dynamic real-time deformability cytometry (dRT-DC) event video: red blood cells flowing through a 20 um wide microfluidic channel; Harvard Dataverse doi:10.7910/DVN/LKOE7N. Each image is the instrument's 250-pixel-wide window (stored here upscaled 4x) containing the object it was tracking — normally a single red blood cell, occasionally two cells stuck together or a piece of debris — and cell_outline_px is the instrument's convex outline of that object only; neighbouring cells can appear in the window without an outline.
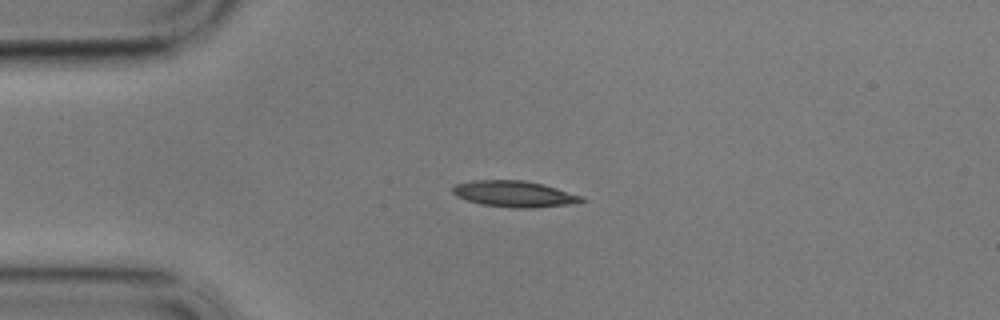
{"species": "common noctule bat (a hibernating species)", "species_latin": "Nyctalus noctula", "temperature_condition": "cold", "stored_images_in_passage": 45, "camera_frame_rate_fps": 3000, "um_per_image_px": 0.085, "animal": {"sex": "male", "body_mass_g": 17.9}, "frame": {"image": 1, "passage_image": 1, "time_ms": 0.0, "image_size_px": [1000, 320], "cell_outline_px": [[588, 200], [576, 204], [532, 208], [512, 208], [480, 204], [456, 196], [452, 192], [452, 188], [456, 184], [472, 180], [524, 180], [544, 184], [584, 196]], "centroid_in_image_um": [43.79, 16.49], "position_along_channel_um": 41.2, "area_um2": 20.0}}
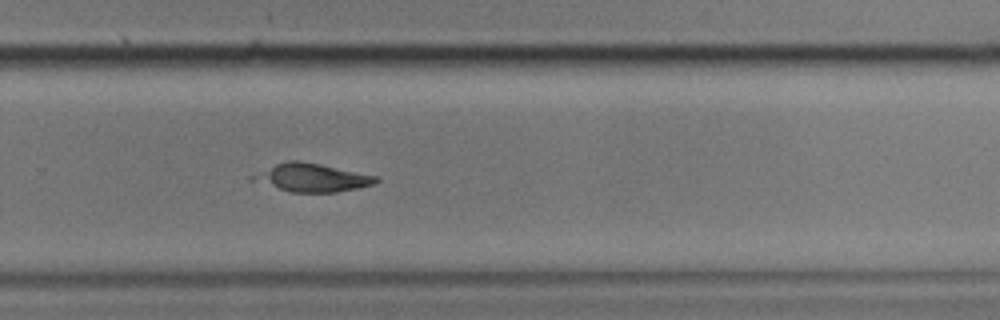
{"frame": {"image": 2, "passage_image": 26, "time_ms": 8.333, "image_size_px": [1000, 320], "cell_outline_px": [[380, 180], [372, 184], [356, 188], [336, 192], [292, 192], [248, 180], [248, 176], [276, 164], [288, 160], [300, 160], [380, 176]], "centroid_in_image_um": [26.49, 15.09], "position_along_channel_um": 303.3, "area_um2": 20.23}}
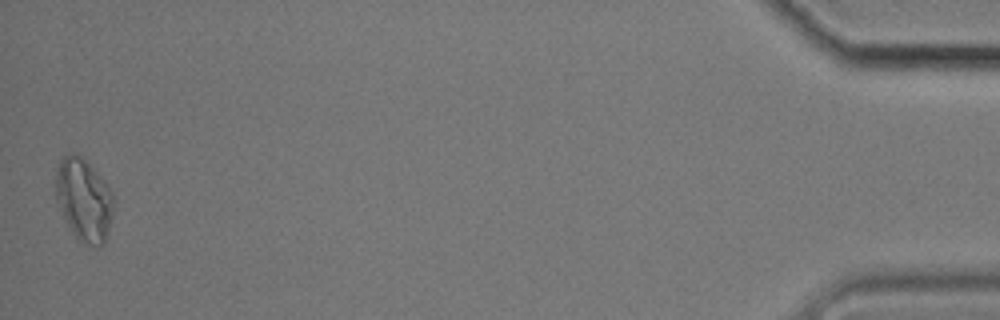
{"frame": {"image": 3, "passage_image": 45, "time_ms": 14.667, "image_size_px": [1000, 320], "cell_outline_px": [[112, 216], [108, 232], [104, 244], [96, 248], [80, 240], [76, 236], [68, 224], [56, 200], [56, 172], [60, 160], [64, 156], [72, 152], [80, 156], [104, 180], [112, 192]], "centroid_in_image_um": [7.13, 16.98], "position_along_channel_um": 428.1, "area_um2": 27.28}, "authors_computed_cell_mechanics": {"area_um2": 19.9988, "velocity_mm_per_s": 3.4272, "shape_relaxation_time_tau1_ms": 9.8142, "shape_relaxation_time_tau2_ms": null, "deformation_change_tau1": 0.147, "deformation_change_tau2": null}}